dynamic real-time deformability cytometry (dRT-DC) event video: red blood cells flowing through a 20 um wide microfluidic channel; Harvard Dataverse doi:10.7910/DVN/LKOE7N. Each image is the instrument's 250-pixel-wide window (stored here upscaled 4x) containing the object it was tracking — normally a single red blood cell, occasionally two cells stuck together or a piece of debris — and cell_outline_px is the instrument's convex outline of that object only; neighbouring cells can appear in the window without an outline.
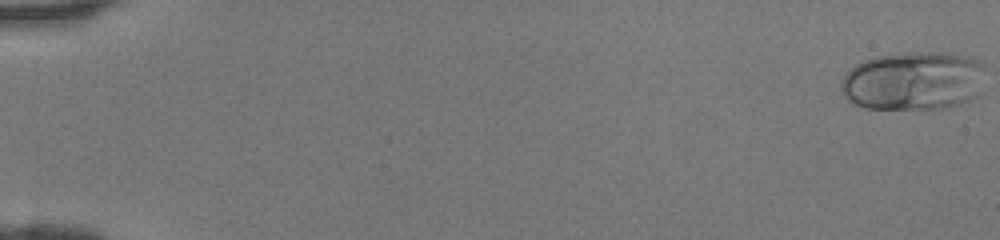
{"species": "human", "species_latin": "Homo sapiens", "temperature_condition": "room temperature", "stored_images_in_passage": 46, "camera_frame_rate_fps": 3000, "um_per_image_px": 0.085, "donor": {"sex": "female"}, "frame": {"image": 1, "passage_image": 1, "time_ms": 0.0, "image_size_px": [1000, 240], "cell_outline_px": [[984, 64], [980, 96], [944, 108], [864, 108], [848, 100], [844, 96], [840, 88], [840, 84], [844, 76], [856, 64], [864, 60], [876, 56], [908, 52], [940, 52], [968, 56], [980, 60]], "centroid_in_image_um": [77.66, 6.86], "position_along_channel_um": 7.3, "area_um2": 49.53}}
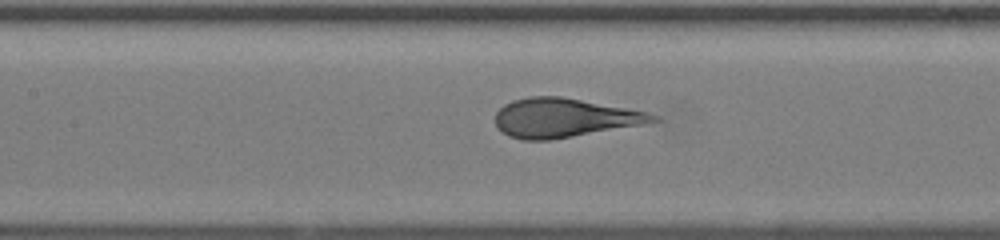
{"frame": {"image": 2, "passage_image": 23, "time_ms": 7.333, "image_size_px": [1000, 240], "cell_outline_px": [[660, 120], [648, 124], [552, 140], [524, 140], [508, 136], [500, 132], [496, 128], [496, 112], [504, 104], [512, 100], [528, 96], [560, 96], [648, 112], [656, 116]], "centroid_in_image_um": [47.93, 10.03], "position_along_channel_um": 159.5, "area_um2": 36.13}}
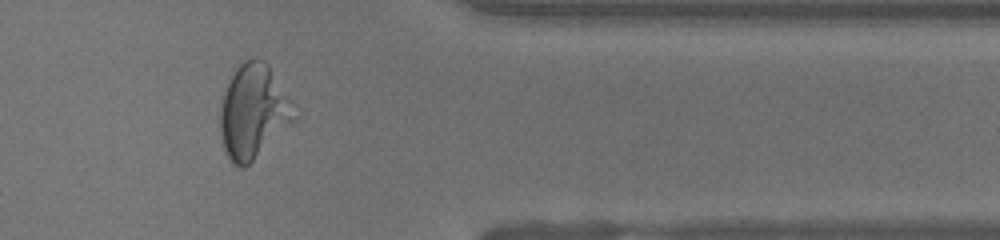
{"frame": {"image": 3, "passage_image": 39, "time_ms": 12.667, "image_size_px": [1000, 240], "cell_outline_px": [[280, 100], [256, 152], [252, 160], [244, 168], [240, 168], [232, 164], [224, 148], [220, 132], [220, 108], [224, 92], [236, 68], [244, 60], [252, 56], [256, 56], [264, 60], [268, 64], [280, 96]], "centroid_in_image_um": [21.04, 9.33], "position_along_channel_um": 390.4, "area_um2": 32.77}}